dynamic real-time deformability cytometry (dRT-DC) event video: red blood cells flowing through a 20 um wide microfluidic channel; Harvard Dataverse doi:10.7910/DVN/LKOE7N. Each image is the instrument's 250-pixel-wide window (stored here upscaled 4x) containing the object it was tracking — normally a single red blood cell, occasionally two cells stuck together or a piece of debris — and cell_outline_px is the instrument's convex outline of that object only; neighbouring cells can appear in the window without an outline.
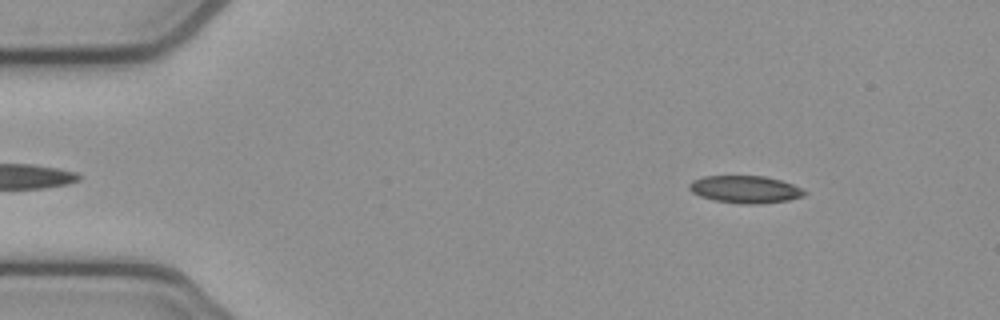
{"species": "common noctule bat (a hibernating species)", "species_latin": "Nyctalus noctula", "temperature_condition": "cold", "stored_images_in_passage": 51, "camera_frame_rate_fps": 3000, "um_per_image_px": 0.085, "animal": {"sex": "female", "body_mass_g": 21.9}, "frame": {"image": 1, "passage_image": 5, "time_ms": 1.333, "image_size_px": [1000, 320], "cell_outline_px": [[808, 192], [804, 196], [788, 200], [756, 204], [740, 204], [712, 200], [700, 196], [692, 192], [688, 188], [688, 184], [692, 180], [704, 176], [764, 176], [780, 180], [792, 184]], "centroid_in_image_um": [63.31, 16.1], "position_along_channel_um": 21.7, "area_um2": 18.44}}
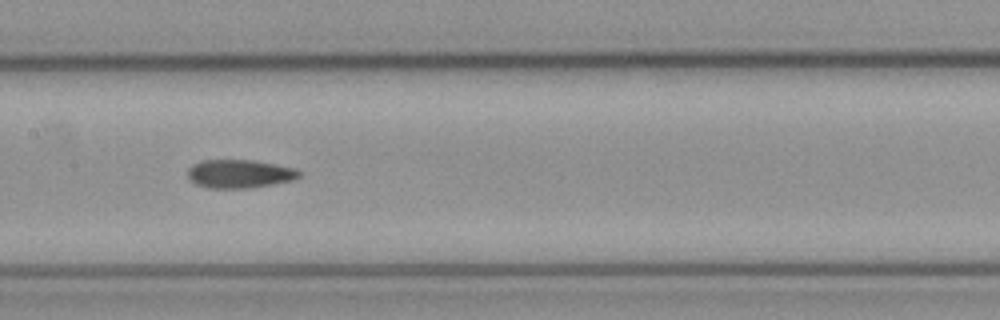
{"frame": {"image": 2, "passage_image": 24, "time_ms": 7.667, "image_size_px": [1000, 320], "cell_outline_px": [[300, 176], [292, 180], [272, 184], [248, 188], [208, 188], [196, 184], [188, 176], [188, 168], [192, 164], [200, 160], [256, 160], [296, 168], [300, 172]], "centroid_in_image_um": [20.35, 14.76], "position_along_channel_um": 187.0, "area_um2": 18.5}}
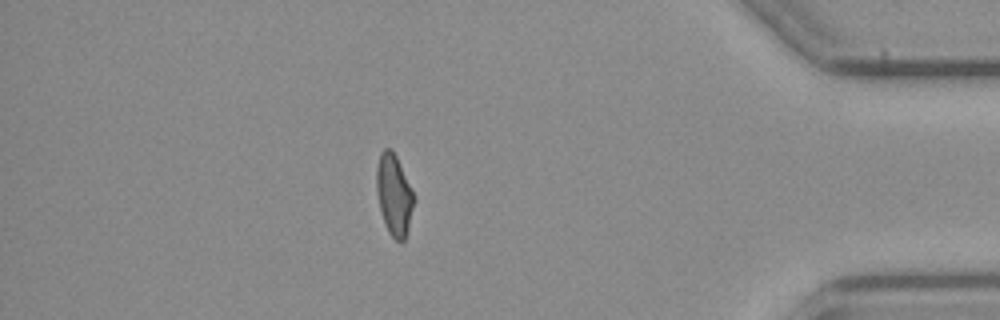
{"frame": {"image": 3, "passage_image": 44, "time_ms": 14.333, "image_size_px": [1000, 320], "cell_outline_px": [[416, 200], [408, 228], [404, 240], [400, 244], [388, 232], [380, 212], [376, 188], [376, 168], [380, 152], [384, 148], [392, 148], [396, 156]], "centroid_in_image_um": [33.48, 16.57], "position_along_channel_um": 401.7, "area_um2": 17.74}, "authors_computed_cell_mechanics": {"area_um2": 18.4382, "velocity_mm_per_s": 3.8695, "shape_relaxation_time_tau1_ms": null, "shape_relaxation_time_tau2_ms": 2.8022, "deformation_change_tau1": null, "deformation_change_tau2": 0.0952}}